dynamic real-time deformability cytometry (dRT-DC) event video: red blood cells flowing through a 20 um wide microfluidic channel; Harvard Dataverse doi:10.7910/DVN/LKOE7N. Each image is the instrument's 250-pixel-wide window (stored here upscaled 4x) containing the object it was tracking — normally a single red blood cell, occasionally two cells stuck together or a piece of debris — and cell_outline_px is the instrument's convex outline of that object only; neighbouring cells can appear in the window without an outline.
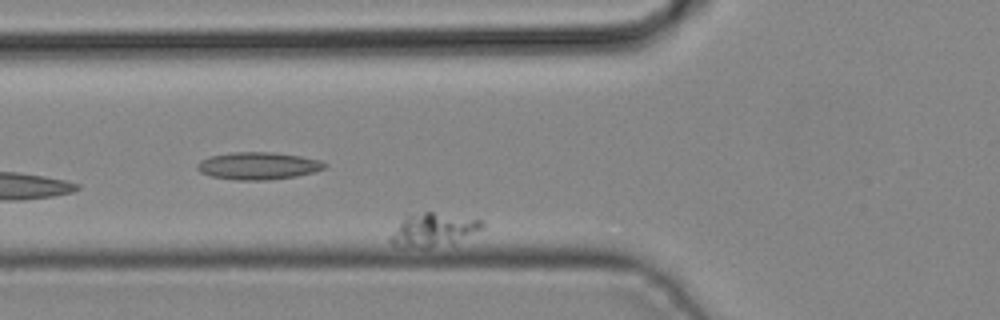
{"species": "common noctule bat (a hibernating species)", "species_latin": "Nyctalus noctula", "temperature_condition": "cold", "stored_images_in_passage": 28, "camera_frame_rate_fps": 3000, "um_per_image_px": 0.085, "animal": {"sex": "male", "body_mass_g": 19.2, "forearm_length_mm": 51.8}, "frame": {"image": 1, "passage_image": 3, "time_ms": 0.667, "image_size_px": [1000, 320], "cell_outline_px": [[484, 228], [452, 244], [428, 248], [400, 248], [392, 244], [388, 240], [400, 220], [404, 216], [424, 212], [432, 212], [480, 220], [484, 224]], "centroid_in_image_um": [36.77, 19.57], "position_along_channel_um": 89.0, "area_um2": 17.86}}
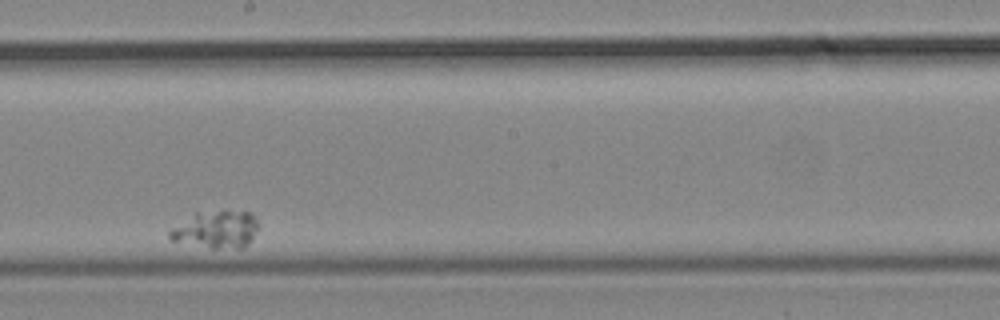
{"frame": {"image": 2, "passage_image": 17, "time_ms": 5.333, "image_size_px": [1000, 320], "cell_outline_px": [[260, 228], [248, 244], [244, 248], [212, 248], [168, 240], [168, 232], [172, 228], [196, 212], [248, 212], [260, 224]], "centroid_in_image_um": [18.38, 19.54], "position_along_channel_um": 229.8, "area_um2": 19.13}}
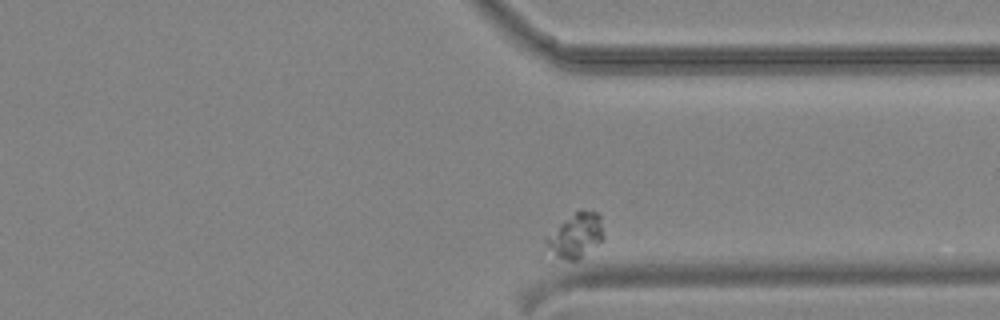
{"frame": {"image": 3, "passage_image": 28, "time_ms": 9.0, "image_size_px": [1000, 320], "cell_outline_px": [[604, 240], [580, 260], [548, 264], [540, 260], [540, 256], [544, 236], [580, 208], [584, 208], [596, 212], [600, 216], [604, 236]], "centroid_in_image_um": [48.7, 20.22], "position_along_channel_um": 362.7, "area_um2": 17.28}}